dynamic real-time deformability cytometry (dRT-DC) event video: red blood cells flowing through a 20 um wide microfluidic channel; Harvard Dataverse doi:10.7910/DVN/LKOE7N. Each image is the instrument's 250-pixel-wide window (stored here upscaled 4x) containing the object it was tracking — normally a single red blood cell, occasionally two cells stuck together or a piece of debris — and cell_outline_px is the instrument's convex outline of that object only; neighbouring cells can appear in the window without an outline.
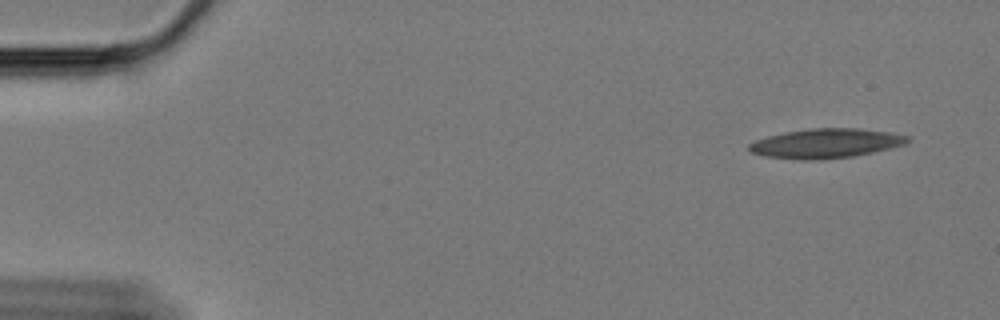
{"species": "Egyptian fruit bat (a non-hibernating species)", "species_latin": "Rousettus aegyptiacus", "temperature_condition": "cold", "stored_images_in_passage": 57, "camera_frame_rate_fps": 3000, "um_per_image_px": 0.085, "animal": {"sex": "female"}, "frame": {"image": 1, "passage_image": 1, "time_ms": 0.0, "image_size_px": [1000, 320], "cell_outline_px": [[908, 140], [904, 144], [872, 152], [852, 156], [820, 160], [796, 160], [764, 156], [752, 152], [748, 148], [748, 144], [756, 140], [768, 136], [784, 132], [812, 128], [856, 128], [892, 132], [908, 136]], "centroid_in_image_um": [70.15, 12.19], "position_along_channel_um": 14.8, "area_um2": 27.11}}
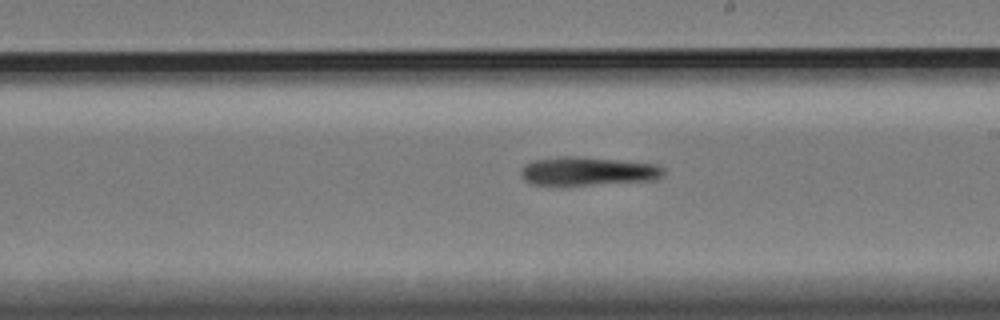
{"frame": {"image": 2, "passage_image": 32, "time_ms": 10.333, "image_size_px": [1000, 320], "cell_outline_px": [[664, 172], [656, 180], [588, 184], [532, 184], [524, 180], [520, 176], [520, 168], [524, 164], [532, 160], [560, 156], [576, 156], [656, 164], [664, 168]], "centroid_in_image_um": [49.9, 14.53], "position_along_channel_um": 239.1, "area_um2": 23.47}}
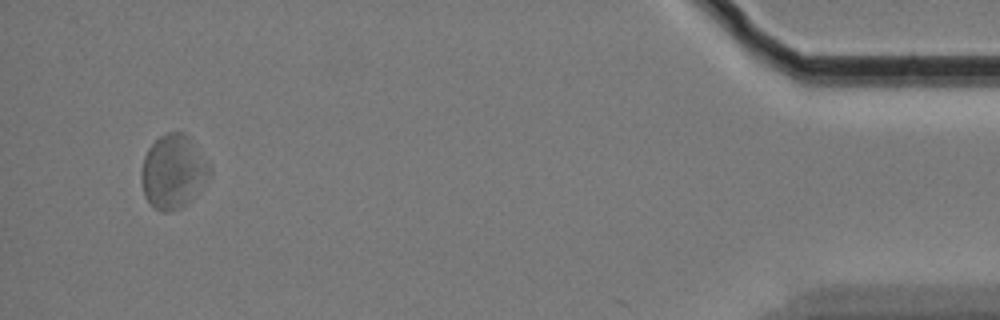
{"frame": {"image": 3, "passage_image": 55, "time_ms": 18.0, "image_size_px": [1000, 320], "cell_outline_px": [[212, 172], [208, 180], [200, 192], [192, 200], [180, 208], [168, 212], [164, 212], [156, 208], [144, 196], [140, 176], [144, 156], [148, 148], [160, 136], [168, 132], [184, 132], [188, 136], [212, 168]], "centroid_in_image_um": [14.74, 14.6], "position_along_channel_um": 420.5, "area_um2": 29.48}}